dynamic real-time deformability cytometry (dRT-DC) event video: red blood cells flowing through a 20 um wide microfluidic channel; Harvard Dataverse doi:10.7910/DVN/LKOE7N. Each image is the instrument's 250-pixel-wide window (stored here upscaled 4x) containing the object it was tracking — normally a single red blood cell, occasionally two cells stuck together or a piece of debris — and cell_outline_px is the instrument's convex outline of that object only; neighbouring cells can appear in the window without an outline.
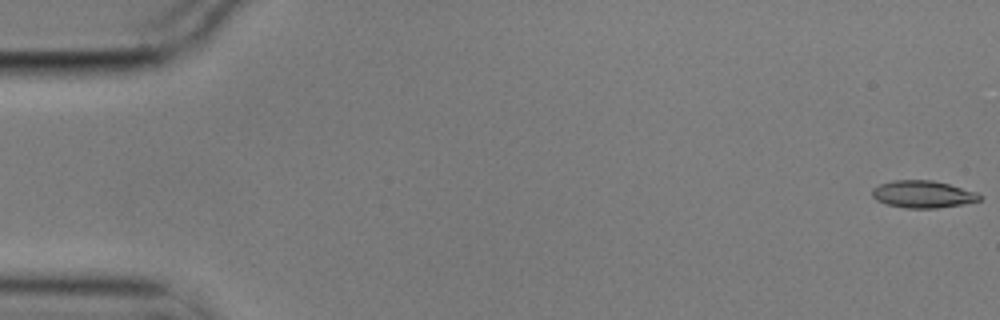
{"species": "common noctule bat (a hibernating species)", "species_latin": "Nyctalus noctula", "temperature_condition": "cold", "stored_images_in_passage": 57, "camera_frame_rate_fps": 3000, "um_per_image_px": 0.085, "animal": {"sex": "male", "body_mass_g": 17.9}, "frame": {"image": 1, "passage_image": 1, "time_ms": 0.0, "image_size_px": [1000, 320], "cell_outline_px": [[980, 200], [960, 204], [936, 208], [908, 208], [888, 204], [876, 200], [872, 196], [872, 188], [880, 184], [892, 180], [932, 180], [948, 184], [976, 192], [980, 196]], "centroid_in_image_um": [78.39, 16.5], "position_along_channel_um": 6.6, "area_um2": 16.76}}
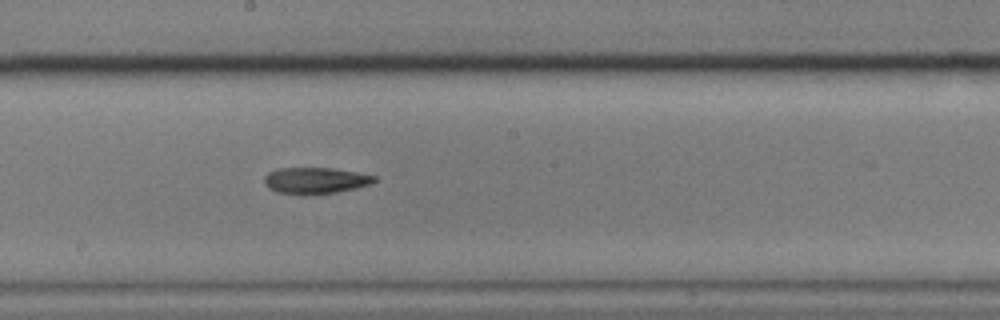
{"frame": {"image": 2, "passage_image": 31, "time_ms": 10.0, "image_size_px": [1000, 320], "cell_outline_px": [[376, 180], [372, 184], [356, 188], [336, 192], [304, 196], [300, 196], [276, 192], [268, 188], [264, 184], [264, 176], [268, 172], [276, 168], [332, 168], [356, 172], [376, 176]], "centroid_in_image_um": [26.76, 15.36], "position_along_channel_um": 221.4, "area_um2": 17.28}}
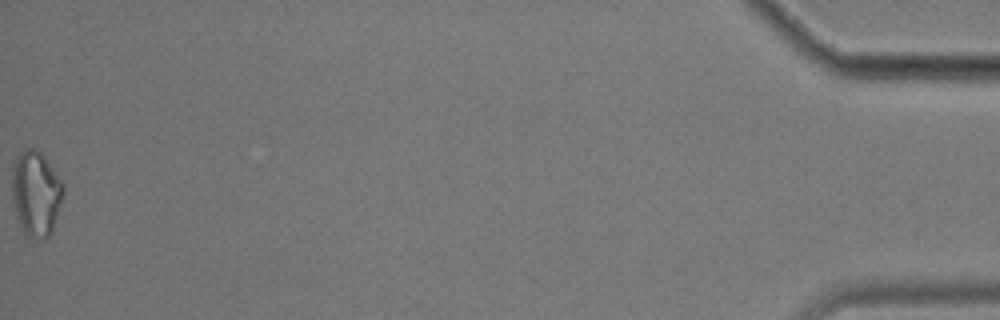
{"frame": {"image": 3, "passage_image": 57, "time_ms": 18.667, "image_size_px": [1000, 320], "cell_outline_px": [[64, 192], [52, 232], [44, 240], [28, 236], [24, 232], [16, 216], [12, 204], [12, 164], [20, 152], [28, 148], [32, 148], [40, 152], [44, 156], [64, 184]], "centroid_in_image_um": [3.04, 16.45], "position_along_channel_um": 432.2, "area_um2": 25.55}}